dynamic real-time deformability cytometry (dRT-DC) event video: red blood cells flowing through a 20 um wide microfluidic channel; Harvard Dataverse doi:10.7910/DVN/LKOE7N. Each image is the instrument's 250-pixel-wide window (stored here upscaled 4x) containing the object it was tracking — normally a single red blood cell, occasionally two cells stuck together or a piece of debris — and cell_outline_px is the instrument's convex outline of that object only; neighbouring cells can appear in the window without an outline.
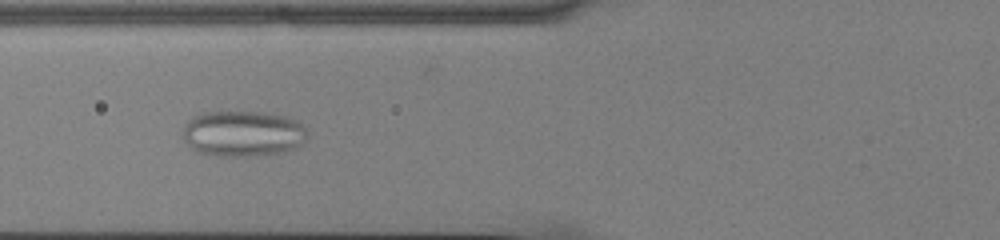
{"species": "common noctule bat (a hibernating species)", "species_latin": "Nyctalus noctula", "temperature_condition": "cold", "stored_images_in_passage": 55, "camera_frame_rate_fps": 3000, "um_per_image_px": 0.085, "animal": {"sex": "male", "body_mass_g": 13.0, "forearm_length_mm": 53.1}, "frame": {"image": 1, "passage_image": 22, "time_ms": 7.0, "image_size_px": [1000, 240], "cell_outline_px": [[308, 140], [296, 148], [280, 152], [248, 156], [216, 156], [196, 152], [184, 140], [184, 128], [188, 120], [192, 116], [204, 112], [264, 112], [288, 116], [296, 120], [308, 132]], "centroid_in_image_um": [20.67, 11.35], "position_along_channel_um": 105.1, "area_um2": 33.47}}
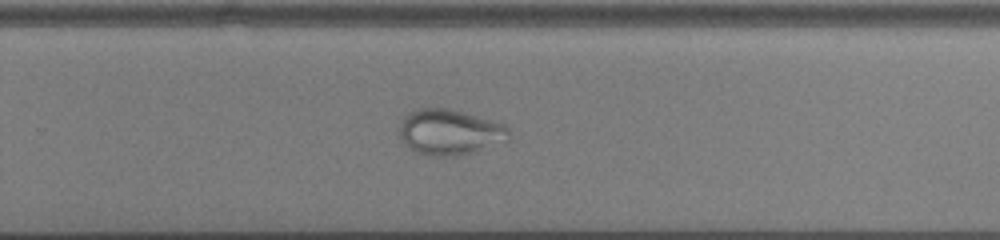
{"frame": {"image": 2, "passage_image": 37, "time_ms": 12.0, "image_size_px": [1000, 240], "cell_outline_px": [[508, 140], [472, 152], [456, 156], [432, 156], [416, 152], [408, 148], [400, 136], [396, 128], [400, 120], [408, 112], [416, 108], [448, 108], [464, 112], [492, 120], [504, 124], [508, 128]], "centroid_in_image_um": [38.15, 11.21], "position_along_channel_um": 291.6, "area_um2": 29.3}}
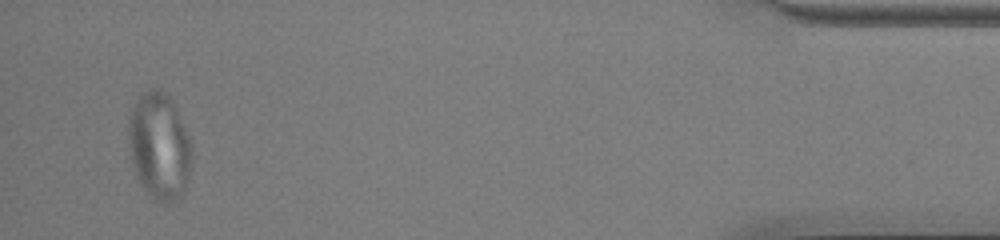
{"frame": {"image": 3, "passage_image": 53, "time_ms": 17.333, "image_size_px": [1000, 240], "cell_outline_px": [[192, 160], [188, 180], [180, 196], [164, 204], [156, 200], [144, 188], [132, 164], [128, 148], [128, 124], [132, 108], [136, 100], [140, 96], [152, 88], [156, 88], [164, 92], [172, 100], [180, 116], [192, 144]], "centroid_in_image_um": [13.55, 12.4], "position_along_channel_um": 421.7, "area_um2": 39.19}}